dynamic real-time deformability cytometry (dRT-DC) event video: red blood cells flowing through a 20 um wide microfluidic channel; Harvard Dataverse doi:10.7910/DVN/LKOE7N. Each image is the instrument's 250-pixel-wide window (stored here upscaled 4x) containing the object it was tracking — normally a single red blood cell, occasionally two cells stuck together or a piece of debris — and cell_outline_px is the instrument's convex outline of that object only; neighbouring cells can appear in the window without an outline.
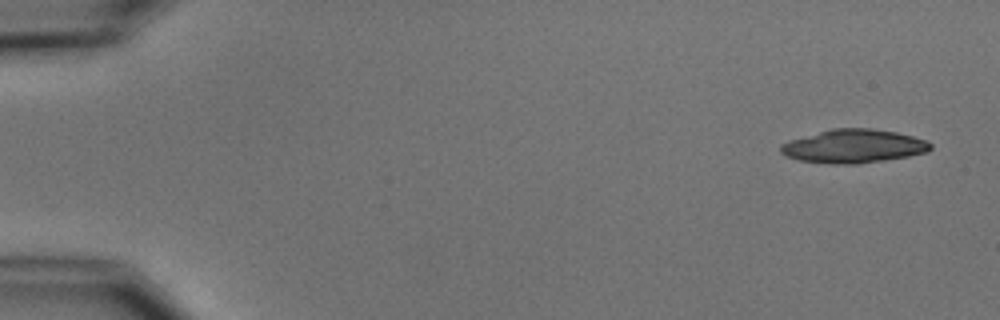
{"species": "common noctule bat (a hibernating species)", "species_latin": "Nyctalus noctula", "temperature_condition": "cold", "stored_images_in_passage": 10, "camera_frame_rate_fps": 3000, "um_per_image_px": 0.085, "animal": {"sex": "male", "body_mass_g": 15.6}, "frame": {"image": 1, "passage_image": 1, "time_ms": 0.0, "image_size_px": [1000, 320], "cell_outline_px": [[932, 148], [928, 152], [908, 156], [884, 160], [856, 164], [832, 164], [800, 160], [788, 156], [780, 152], [780, 144], [788, 140], [832, 128], [872, 128], [896, 132], [928, 140], [932, 144]], "centroid_in_image_um": [72.57, 12.42], "position_along_channel_um": 12.4, "area_um2": 29.36}}